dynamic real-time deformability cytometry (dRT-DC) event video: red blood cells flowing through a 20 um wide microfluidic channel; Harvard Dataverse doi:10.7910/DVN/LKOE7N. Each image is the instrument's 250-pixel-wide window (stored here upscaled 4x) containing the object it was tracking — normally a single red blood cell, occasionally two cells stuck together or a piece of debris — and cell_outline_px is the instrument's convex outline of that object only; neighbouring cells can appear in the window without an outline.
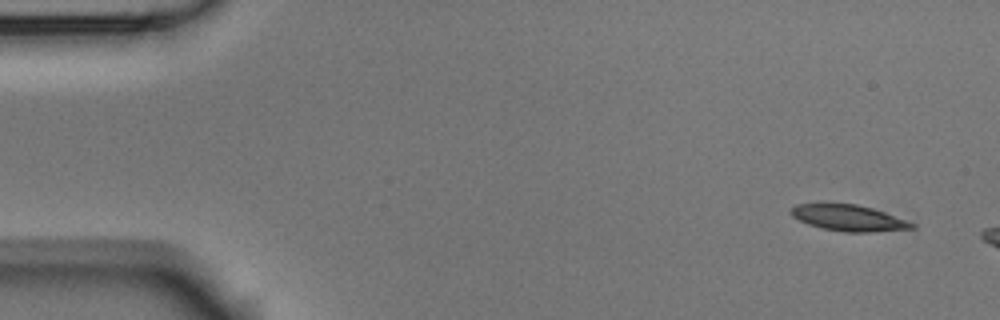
{"species": "Egyptian fruit bat (a non-hibernating species)", "species_latin": "Rousettus aegyptiacus", "temperature_condition": "room temperature", "stored_images_in_passage": 3, "camera_frame_rate_fps": 3000, "um_per_image_px": 0.085, "animal": {"sex": "male"}, "frame": {"image": 1, "passage_image": 1, "time_ms": 0.0, "image_size_px": [1000, 320], "cell_outline_px": [[916, 228], [872, 232], [844, 232], [824, 228], [808, 224], [792, 216], [788, 212], [796, 204], [824, 200], [856, 204], [872, 208], [884, 212], [916, 224]], "centroid_in_image_um": [72.05, 18.47], "position_along_channel_um": 13.0, "area_um2": 19.02}}